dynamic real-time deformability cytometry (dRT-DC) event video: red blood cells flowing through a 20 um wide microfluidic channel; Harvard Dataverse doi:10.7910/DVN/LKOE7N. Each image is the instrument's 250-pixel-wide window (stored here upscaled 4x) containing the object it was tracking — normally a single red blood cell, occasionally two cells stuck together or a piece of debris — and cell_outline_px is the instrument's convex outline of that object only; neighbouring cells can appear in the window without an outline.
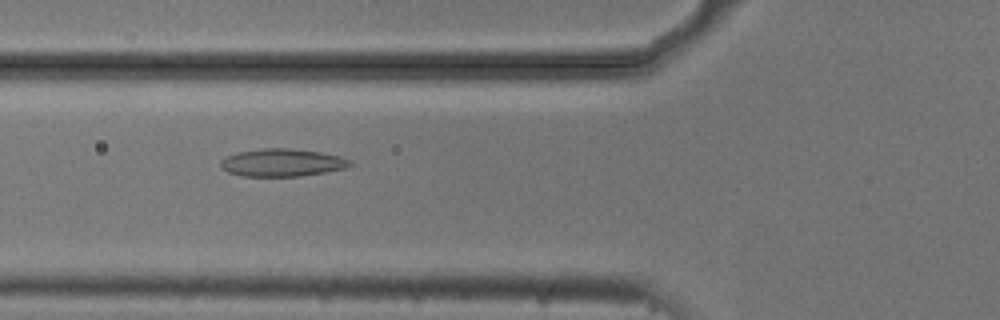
{"species": "common noctule bat (a hibernating species)", "species_latin": "Nyctalus noctula", "temperature_condition": "cold", "stored_images_in_passage": 49, "camera_frame_rate_fps": 3000, "um_per_image_px": 0.085, "animal": {"sex": "male", "body_mass_g": 20.5, "forearm_length_mm": 52.5}, "frame": {"image": 1, "passage_image": 15, "time_ms": 4.667, "image_size_px": [1000, 320], "cell_outline_px": [[356, 164], [348, 168], [300, 176], [240, 176], [228, 172], [220, 168], [220, 160], [236, 152], [264, 148], [288, 148], [320, 152], [340, 156], [352, 160]], "centroid_in_image_um": [24.01, 13.82], "position_along_channel_um": 101.8, "area_um2": 21.1}}
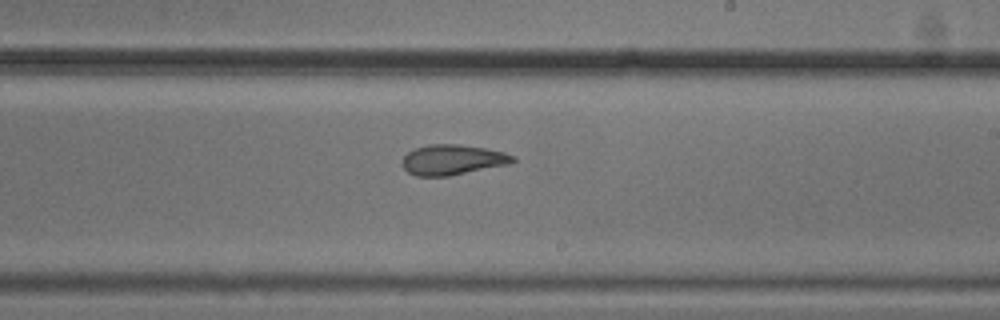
{"frame": {"image": 2, "passage_image": 27, "time_ms": 8.667, "image_size_px": [1000, 320], "cell_outline_px": [[516, 160], [512, 164], [448, 176], [416, 176], [408, 172], [404, 168], [404, 156], [408, 152], [416, 148], [428, 144], [460, 144], [484, 148], [504, 152], [516, 156]], "centroid_in_image_um": [38.52, 13.58], "position_along_channel_um": 250.5, "area_um2": 19.54}}
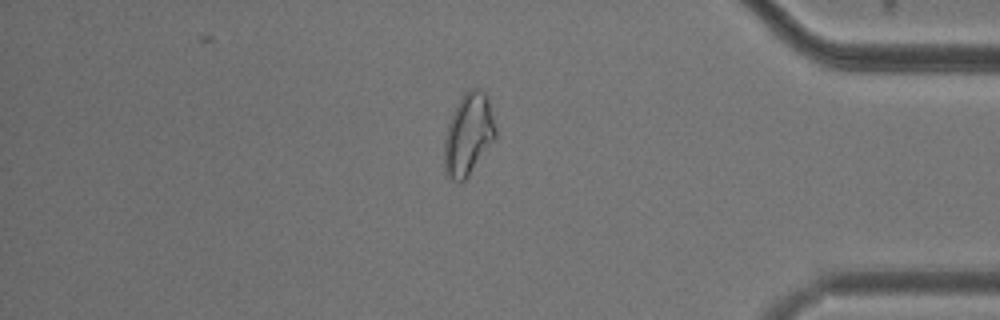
{"frame": {"image": 3, "passage_image": 41, "time_ms": 13.333, "image_size_px": [1000, 320], "cell_outline_px": [[496, 140], [468, 176], [460, 184], [452, 180], [444, 172], [444, 140], [448, 124], [452, 112], [464, 92], [468, 88], [480, 88], [488, 96], [496, 128]], "centroid_in_image_um": [39.82, 11.43], "position_along_channel_um": 395.4, "area_um2": 24.97}, "authors_computed_cell_mechanics": {"area_um2": 21.675, "velocity_mm_per_s": 3.7037, "shape_relaxation_time_tau1_ms": null, "shape_relaxation_time_tau2_ms": 3.2299, "deformation_change_tau1": null, "deformation_change_tau2": 0.1033}}